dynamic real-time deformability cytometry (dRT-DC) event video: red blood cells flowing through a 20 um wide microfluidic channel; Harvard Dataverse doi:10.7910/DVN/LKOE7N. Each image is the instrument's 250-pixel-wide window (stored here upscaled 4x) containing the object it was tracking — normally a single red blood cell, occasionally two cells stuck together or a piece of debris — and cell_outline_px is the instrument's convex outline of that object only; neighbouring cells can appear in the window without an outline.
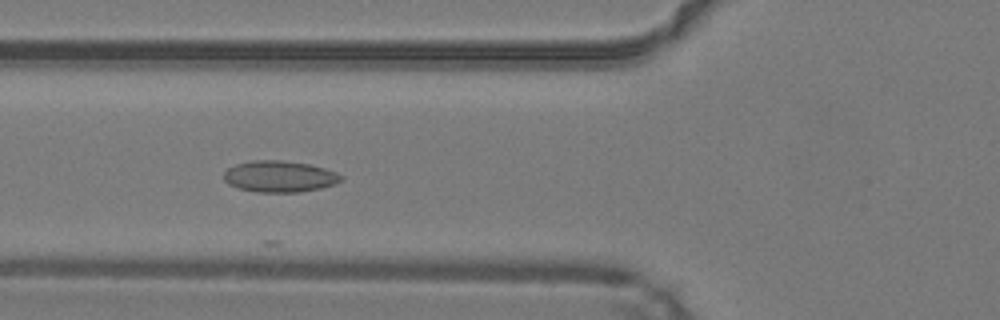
{"species": "common noctule bat (a hibernating species)", "species_latin": "Nyctalus noctula", "temperature_condition": "warm", "stored_images_in_passage": 7, "camera_frame_rate_fps": 3000, "um_per_image_px": 0.085, "animal": {"sex": "male", "body_mass_g": 19.2, "forearm_length_mm": 51.8}, "frame": {"image": 1, "passage_image": 3, "time_ms": 0.667, "image_size_px": [1000, 320], "cell_outline_px": [[344, 180], [336, 184], [320, 188], [300, 192], [256, 192], [240, 188], [228, 184], [224, 180], [224, 172], [228, 168], [236, 164], [252, 160], [280, 160], [308, 164], [324, 168], [336, 172], [344, 176]], "centroid_in_image_um": [23.79, 15.0], "position_along_channel_um": 102.0, "area_um2": 21.5}}
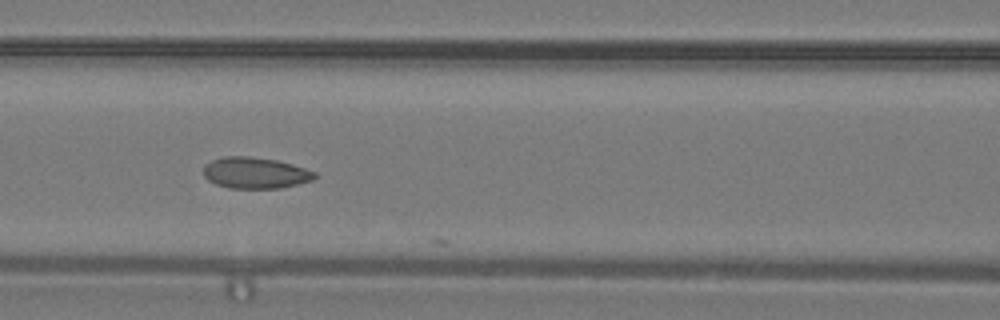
{"frame": {"image": 2, "passage_image": 6, "time_ms": 1.667, "image_size_px": [1000, 320], "cell_outline_px": [[316, 176], [312, 180], [280, 188], [228, 188], [216, 184], [208, 180], [204, 176], [204, 164], [212, 160], [224, 156], [248, 156], [276, 160], [292, 164], [316, 172]], "centroid_in_image_um": [21.67, 14.69], "position_along_channel_um": 144.9, "area_um2": 20.17}}